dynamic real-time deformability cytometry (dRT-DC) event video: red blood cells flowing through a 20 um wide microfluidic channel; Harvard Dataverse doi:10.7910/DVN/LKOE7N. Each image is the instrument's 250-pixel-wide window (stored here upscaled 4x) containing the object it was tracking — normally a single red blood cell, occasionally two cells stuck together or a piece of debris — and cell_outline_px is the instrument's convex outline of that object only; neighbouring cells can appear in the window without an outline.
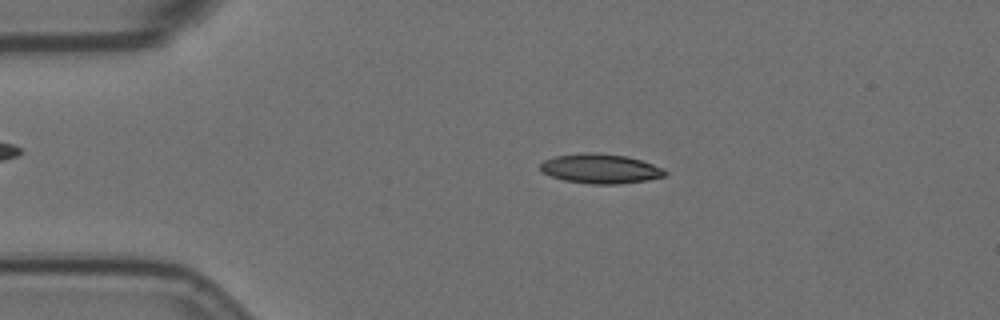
{"species": "Egyptian fruit bat (a non-hibernating species)", "species_latin": "Rousettus aegyptiacus", "temperature_condition": "room temperature", "stored_images_in_passage": 30, "camera_frame_rate_fps": 3000, "um_per_image_px": 0.085, "animal": {"sex": "female"}, "frame": {"image": 1, "passage_image": 11, "time_ms": 3.333, "image_size_px": [1000, 320], "cell_outline_px": [[668, 172], [664, 176], [648, 180], [616, 184], [592, 184], [564, 180], [552, 176], [544, 172], [540, 168], [540, 164], [544, 160], [556, 156], [584, 152], [592, 152], [628, 156], [664, 168]], "centroid_in_image_um": [51.06, 14.33], "position_along_channel_um": 33.9, "area_um2": 21.39}}
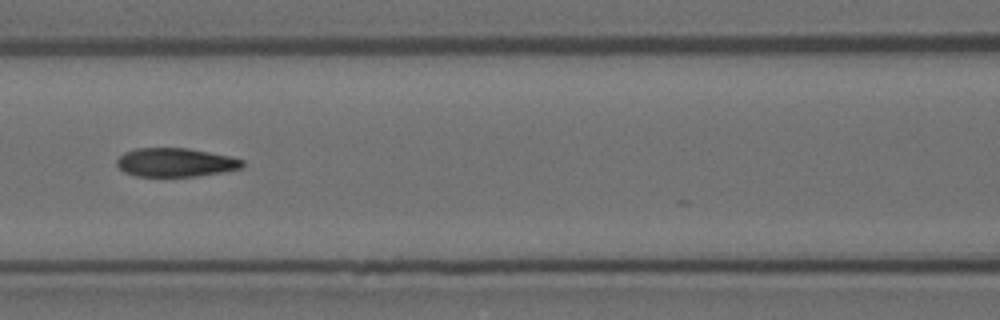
{"frame": {"image": 2, "passage_image": 24, "time_ms": 7.667, "image_size_px": [1000, 320], "cell_outline_px": [[244, 168], [224, 172], [196, 176], [136, 176], [124, 172], [116, 164], [116, 160], [124, 152], [136, 148], [188, 148], [228, 156], [244, 160]], "centroid_in_image_um": [14.92, 13.81], "position_along_channel_um": 151.7, "area_um2": 21.04}}
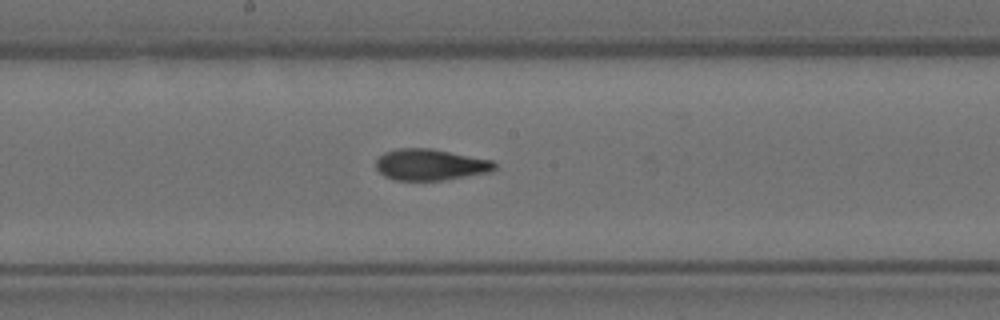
{"frame": {"image": 3, "passage_image": 29, "time_ms": 9.333, "image_size_px": [1000, 320], "cell_outline_px": [[496, 168], [492, 172], [440, 180], [396, 180], [384, 176], [376, 168], [376, 160], [384, 152], [396, 148], [432, 148], [492, 160], [496, 164]], "centroid_in_image_um": [36.58, 13.99], "position_along_channel_um": 211.6, "area_um2": 21.68}}